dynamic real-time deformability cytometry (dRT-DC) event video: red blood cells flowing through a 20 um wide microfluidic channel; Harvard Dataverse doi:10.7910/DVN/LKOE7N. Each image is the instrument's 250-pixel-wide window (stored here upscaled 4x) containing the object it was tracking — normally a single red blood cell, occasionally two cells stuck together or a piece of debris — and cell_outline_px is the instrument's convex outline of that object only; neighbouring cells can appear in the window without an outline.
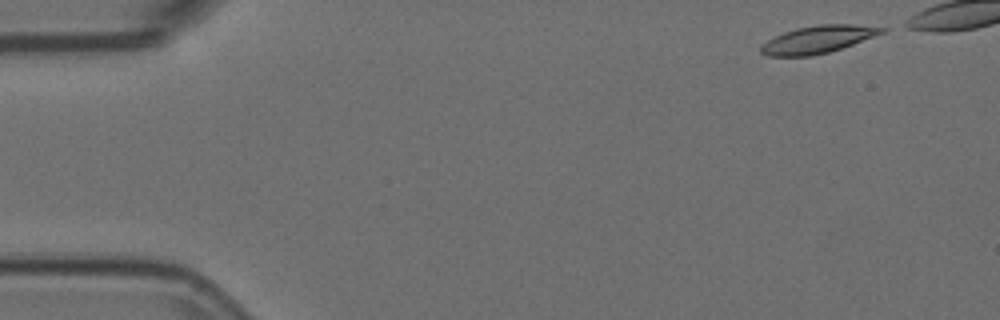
{"species": "Egyptian fruit bat (a non-hibernating species)", "species_latin": "Rousettus aegyptiacus", "temperature_condition": "room temperature", "stored_images_in_passage": 9, "segment_of_instrument_passage": [1, 2], "camera_frame_rate_fps": 3000, "um_per_image_px": 0.085, "animal": {"sex": "female"}, "frame": {"image": 1, "passage_image": 1, "time_ms": 0.0, "image_size_px": [1000, 320], "cell_outline_px": [[888, 28], [884, 32], [852, 44], [828, 52], [812, 56], [768, 56], [760, 52], [760, 44], [784, 32], [796, 28], [820, 24], [856, 24]], "centroid_in_image_um": [69.49, 3.35], "position_along_channel_um": 15.5, "area_um2": 19.19}}
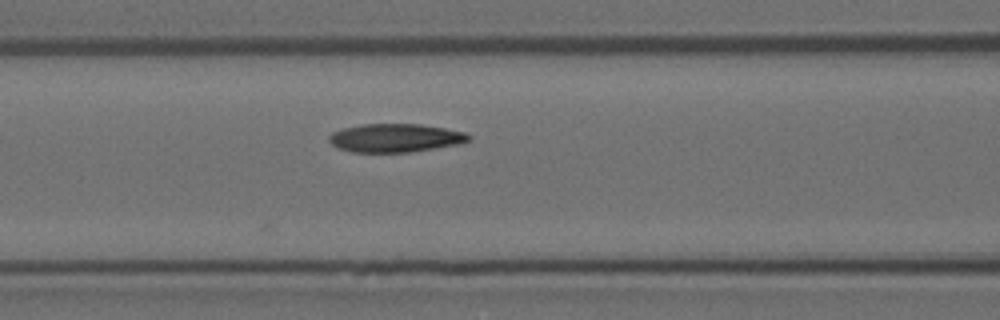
{"frame": {"image": 2, "passage_image": 8, "time_ms": 2.333, "image_size_px": [1000, 320], "cell_outline_px": [[472, 140], [460, 144], [408, 152], [352, 152], [336, 148], [328, 140], [328, 136], [332, 132], [340, 128], [360, 124], [420, 124], [444, 128], [464, 132], [472, 136]], "centroid_in_image_um": [33.57, 11.72], "position_along_channel_um": 133.0, "area_um2": 23.35}}